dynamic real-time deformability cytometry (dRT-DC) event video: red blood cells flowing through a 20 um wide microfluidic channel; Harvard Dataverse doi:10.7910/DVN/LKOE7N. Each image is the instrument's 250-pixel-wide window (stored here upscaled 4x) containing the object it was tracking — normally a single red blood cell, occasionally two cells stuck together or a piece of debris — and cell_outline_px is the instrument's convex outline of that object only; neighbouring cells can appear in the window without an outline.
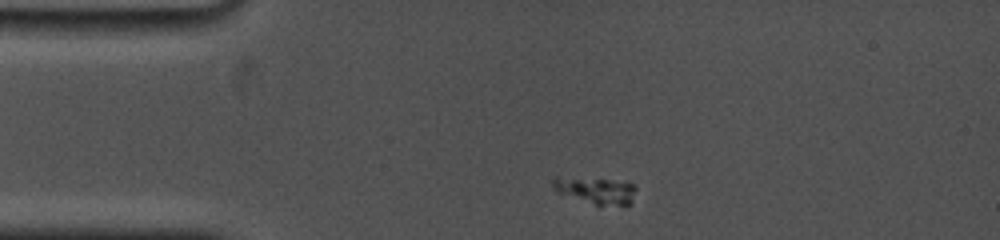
{"species": "common noctule bat (a hibernating species)", "species_latin": "Nyctalus noctula", "temperature_condition": "cold", "stored_images_in_passage": 33, "camera_frame_rate_fps": 5000, "um_per_image_px": 0.085, "animal": {"sex": "female", "body_mass_g": 19.0, "forearm_length_mm": 53.3}, "frame": {"image": 1, "passage_image": 1, "time_ms": 0.0, "image_size_px": [1000, 240], "cell_outline_px": [[636, 188], [632, 204], [596, 204], [560, 192], [552, 188], [552, 180], [628, 180], [636, 184]], "centroid_in_image_um": [50.86, 16.2], "position_along_channel_um": 34.1, "area_um2": 11.85}}
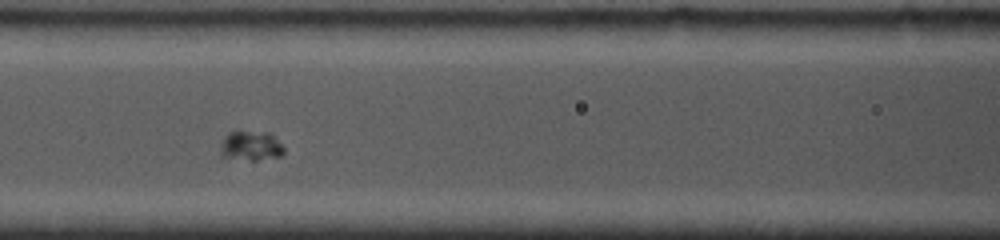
{"frame": {"image": 2, "passage_image": 10, "time_ms": 4.0, "image_size_px": [1000, 240], "cell_outline_px": [[284, 152], [280, 156], [256, 160], [252, 160], [224, 156], [220, 152], [220, 148], [224, 136], [228, 132], [268, 132], [284, 148]], "centroid_in_image_um": [21.31, 12.39], "position_along_channel_um": 145.3, "area_um2": 10.58}}
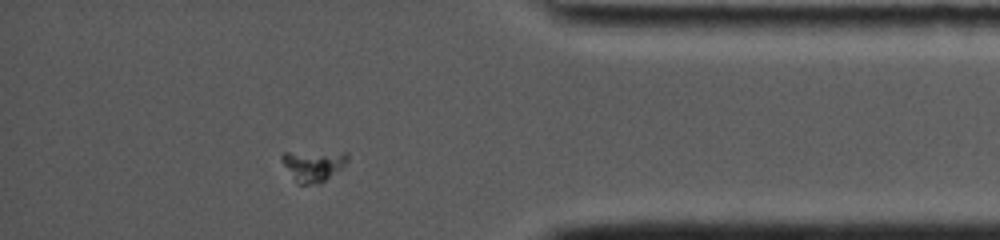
{"frame": {"image": 3, "passage_image": 28, "time_ms": 11.6, "image_size_px": [1000, 240], "cell_outline_px": [[348, 160], [340, 168], [324, 180], [308, 184], [296, 184], [280, 160], [280, 156], [284, 152], [348, 152]], "centroid_in_image_um": [26.57, 14.04], "position_along_channel_um": 408.6, "area_um2": 11.73}}